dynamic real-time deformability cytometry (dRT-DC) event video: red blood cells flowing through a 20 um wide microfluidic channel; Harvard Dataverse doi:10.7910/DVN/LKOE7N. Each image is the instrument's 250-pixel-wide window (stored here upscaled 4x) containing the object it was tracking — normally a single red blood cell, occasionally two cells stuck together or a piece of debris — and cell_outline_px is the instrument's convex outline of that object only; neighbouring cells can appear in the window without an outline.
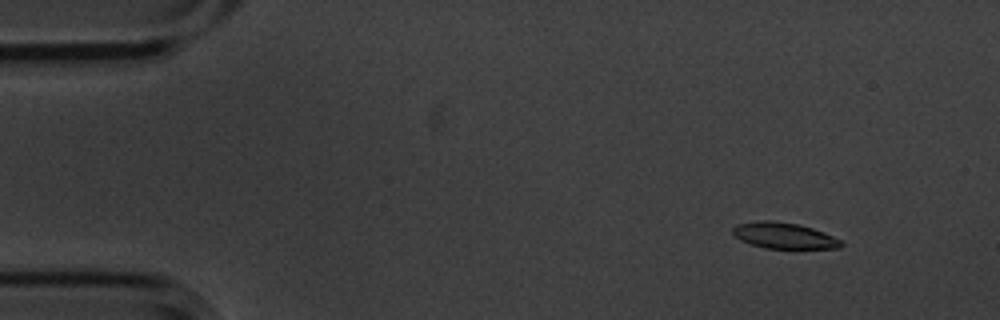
{"species": "common noctule bat (a hibernating species)", "species_latin": "Nyctalus noctula", "temperature_condition": "cold", "stored_images_in_passage": 52, "camera_frame_rate_fps": 3000, "um_per_image_px": 0.085, "animal": {"sex": "male", "body_mass_g": 20.1, "forearm_length_mm": 53.5}, "frame": {"image": 1, "passage_image": 1, "time_ms": 0.0, "image_size_px": [1000, 320], "cell_outline_px": [[844, 244], [840, 248], [764, 248], [740, 240], [732, 232], [732, 228], [736, 224], [756, 220], [768, 220], [800, 224], [812, 228], [832, 236], [840, 240]], "centroid_in_image_um": [66.6, 20.01], "position_along_channel_um": 18.4, "area_um2": 16.36}}
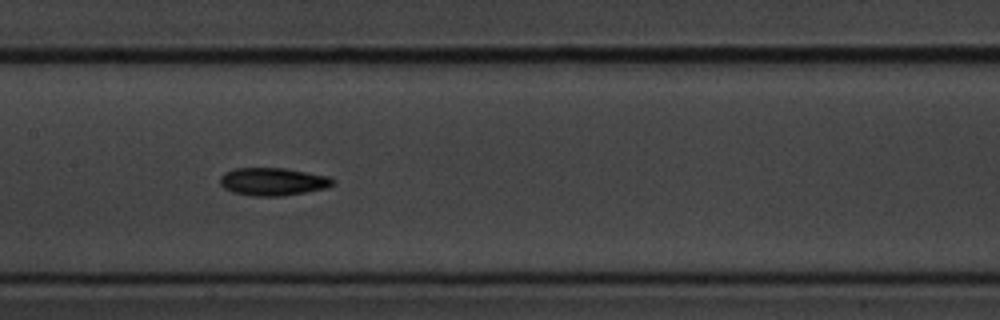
{"frame": {"image": 2, "passage_image": 23, "time_ms": 7.333, "image_size_px": [1000, 320], "cell_outline_px": [[336, 180], [332, 184], [324, 188], [284, 196], [252, 196], [232, 192], [224, 188], [220, 184], [220, 176], [224, 172], [236, 168], [284, 168], [328, 176]], "centroid_in_image_um": [23.15, 15.44], "position_along_channel_um": 184.2, "area_um2": 18.21}}
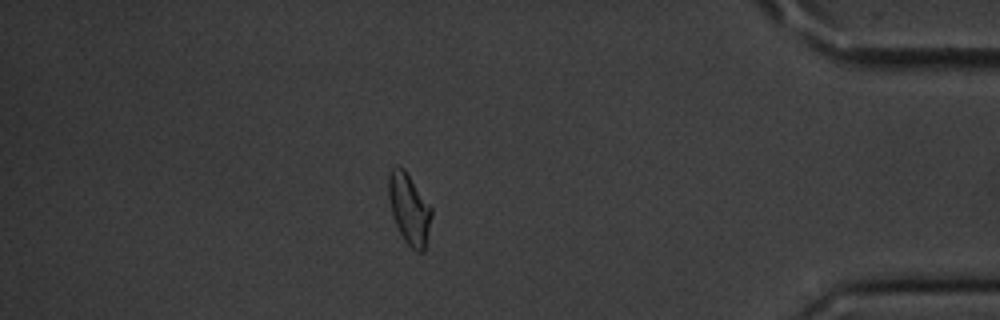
{"frame": {"image": 3, "passage_image": 45, "time_ms": 14.667, "image_size_px": [1000, 320], "cell_outline_px": [[432, 216], [424, 252], [416, 252], [404, 240], [396, 224], [392, 212], [388, 196], [388, 176], [392, 168], [396, 164], [404, 168], [432, 208]], "centroid_in_image_um": [34.78, 17.74], "position_along_channel_um": 400.4, "area_um2": 17.63}, "authors_computed_cell_mechanics": {"area_um2": 17.629, "velocity_mm_per_s": 3.4776, "shape_relaxation_time_tau1_ms": 4.504, "shape_relaxation_time_tau2_ms": 4.8854, "deformation_change_tau1": 0.1245, "deformation_change_tau2": 0.108}}